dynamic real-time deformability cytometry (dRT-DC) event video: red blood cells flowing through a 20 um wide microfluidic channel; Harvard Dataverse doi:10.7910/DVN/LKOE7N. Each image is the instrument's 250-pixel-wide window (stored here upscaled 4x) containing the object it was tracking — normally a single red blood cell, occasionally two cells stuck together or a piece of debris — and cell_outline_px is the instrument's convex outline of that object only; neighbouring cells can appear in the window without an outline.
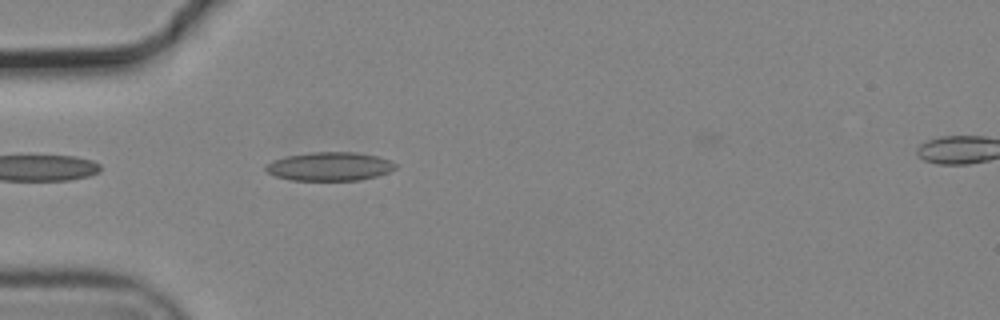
{"species": "common noctule bat (a hibernating species)", "species_latin": "Nyctalus noctula", "temperature_condition": "cold", "stored_images_in_passage": 8, "camera_frame_rate_fps": 3000, "um_per_image_px": 0.085, "animal": {"sex": "male", "body_mass_g": 19.2, "forearm_length_mm": 51.8}, "frame": {"image": 1, "passage_image": 1, "time_ms": 0.0, "image_size_px": [1000, 320], "cell_outline_px": [[396, 168], [388, 172], [376, 176], [360, 180], [292, 180], [276, 176], [268, 172], [264, 168], [264, 164], [272, 160], [288, 156], [312, 152], [356, 152], [376, 156], [388, 160], [396, 164]], "centroid_in_image_um": [27.99, 14.14], "position_along_channel_um": 57.0, "area_um2": 21.5}}
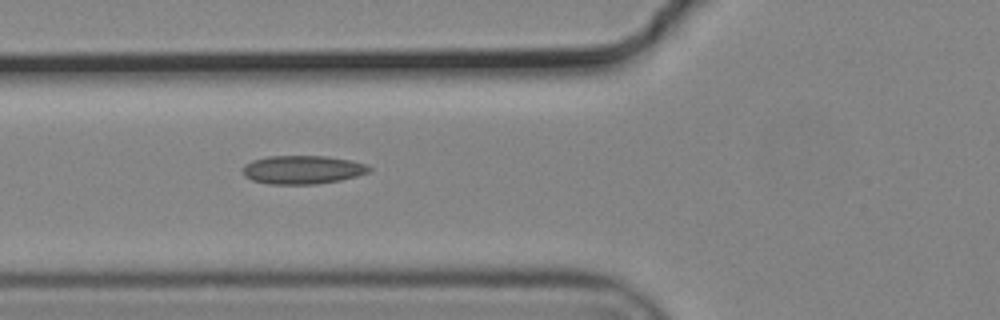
{"frame": {"image": 2, "passage_image": 5, "time_ms": 1.333, "image_size_px": [1000, 320], "cell_outline_px": [[372, 172], [340, 180], [316, 184], [268, 184], [252, 180], [244, 176], [240, 168], [244, 164], [252, 160], [268, 156], [328, 156], [352, 160], [368, 164], [372, 168]], "centroid_in_image_um": [25.72, 14.42], "position_along_channel_um": 100.1, "area_um2": 21.39}}